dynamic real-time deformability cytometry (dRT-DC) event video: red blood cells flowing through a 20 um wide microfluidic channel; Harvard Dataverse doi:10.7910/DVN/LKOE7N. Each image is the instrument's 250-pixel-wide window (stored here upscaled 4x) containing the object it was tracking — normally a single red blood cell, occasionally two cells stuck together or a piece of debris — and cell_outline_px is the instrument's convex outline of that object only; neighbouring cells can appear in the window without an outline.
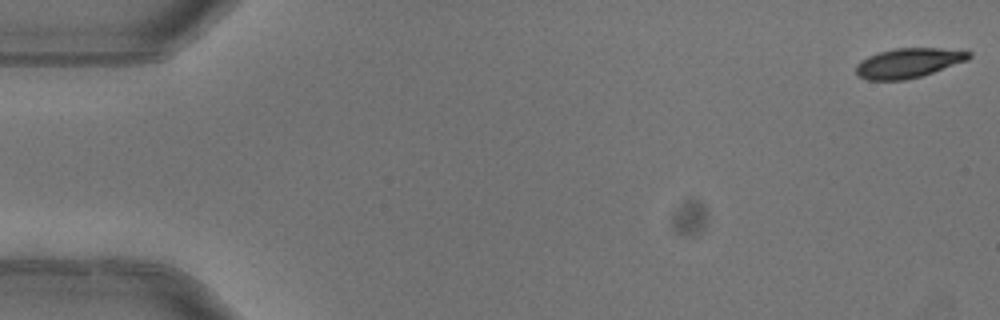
{"species": "common noctule bat (a hibernating species)", "species_latin": "Nyctalus noctula", "temperature_condition": "warm", "stored_images_in_passage": 5, "camera_frame_rate_fps": 3000, "um_per_image_px": 0.085, "animal": {"sex": "female"}, "frame": {"image": 1, "passage_image": 1, "time_ms": 0.0, "image_size_px": [1000, 320], "cell_outline_px": [[972, 56], [968, 60], [920, 76], [904, 80], [868, 80], [860, 76], [856, 72], [856, 64], [860, 60], [868, 56], [880, 52], [896, 48], [940, 48], [972, 52]], "centroid_in_image_um": [77.21, 5.34], "position_along_channel_um": 7.8, "area_um2": 19.31}}
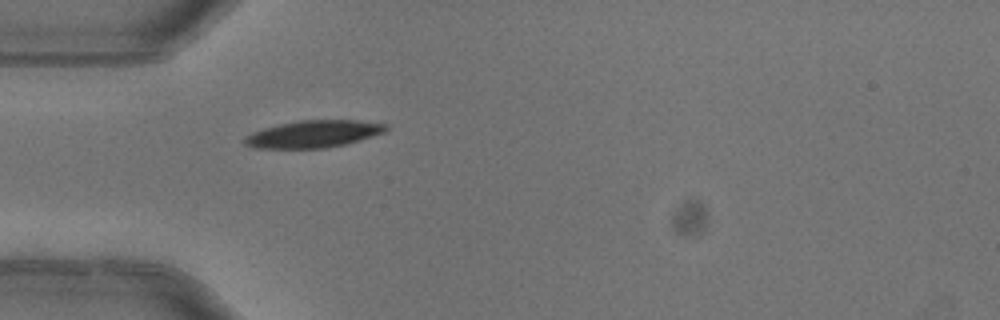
{"frame": {"image": 2, "passage_image": 5, "time_ms": 1.333, "image_size_px": [1000, 320], "cell_outline_px": [[388, 128], [384, 132], [360, 140], [328, 148], [252, 148], [244, 144], [244, 136], [252, 132], [264, 128], [296, 120], [356, 120], [388, 124]], "centroid_in_image_um": [26.62, 11.39], "position_along_channel_um": 58.4, "area_um2": 22.43}}